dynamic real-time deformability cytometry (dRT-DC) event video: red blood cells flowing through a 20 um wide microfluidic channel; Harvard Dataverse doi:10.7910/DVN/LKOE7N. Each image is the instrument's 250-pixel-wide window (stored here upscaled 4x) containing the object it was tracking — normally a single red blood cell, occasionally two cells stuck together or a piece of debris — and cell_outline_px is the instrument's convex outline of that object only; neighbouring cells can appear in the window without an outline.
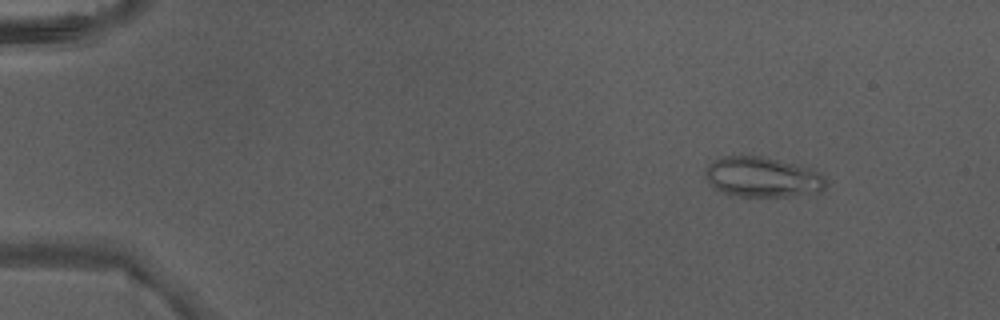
{"species": "Egyptian fruit bat (a non-hibernating species)", "species_latin": "Rousettus aegyptiacus", "temperature_condition": "warm", "stored_images_in_passage": 5, "camera_frame_rate_fps": 3000, "um_per_image_px": 0.085, "animal": {"sex": "male"}, "frame": {"image": 1, "passage_image": 1, "time_ms": 0.0, "image_size_px": [1000, 320], "cell_outline_px": [[824, 188], [820, 192], [788, 196], [728, 196], [720, 192], [708, 184], [704, 176], [704, 172], [708, 164], [712, 160], [724, 156], [764, 156], [808, 168], [816, 172], [824, 180]], "centroid_in_image_um": [64.68, 15.06], "position_along_channel_um": 20.3, "area_um2": 28.21}}